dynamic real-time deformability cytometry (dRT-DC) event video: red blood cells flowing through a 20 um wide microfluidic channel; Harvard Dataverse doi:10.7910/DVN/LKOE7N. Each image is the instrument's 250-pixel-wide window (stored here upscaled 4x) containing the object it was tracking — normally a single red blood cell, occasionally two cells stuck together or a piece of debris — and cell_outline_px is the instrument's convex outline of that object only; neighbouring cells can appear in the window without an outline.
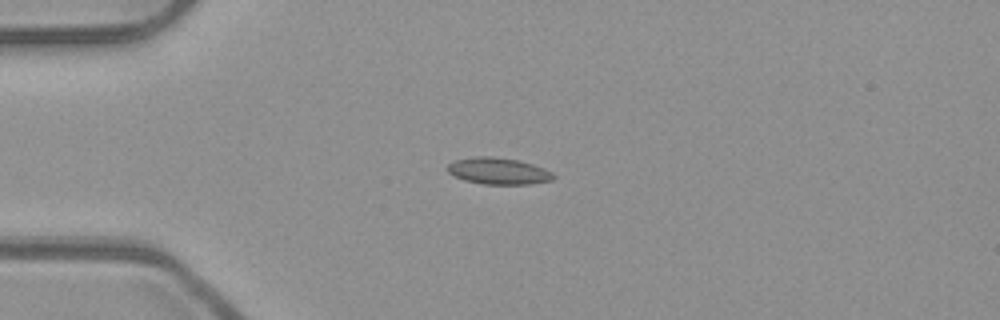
{"species": "common noctule bat (a hibernating species)", "species_latin": "Nyctalus noctula", "temperature_condition": "room temperature", "stored_images_in_passage": 42, "camera_frame_rate_fps": 3000, "um_per_image_px": 0.085, "animal": {"sex": "male", "body_mass_g": 23.1, "forearm_length_mm": 52.7}, "frame": {"image": 1, "passage_image": 8, "time_ms": 2.333, "image_size_px": [1000, 320], "cell_outline_px": [[556, 176], [552, 180], [532, 184], [484, 184], [464, 180], [448, 172], [448, 164], [456, 160], [476, 156], [492, 156], [520, 160], [544, 168], [552, 172]], "centroid_in_image_um": [42.4, 14.53], "position_along_channel_um": 42.6, "area_um2": 16.42}}
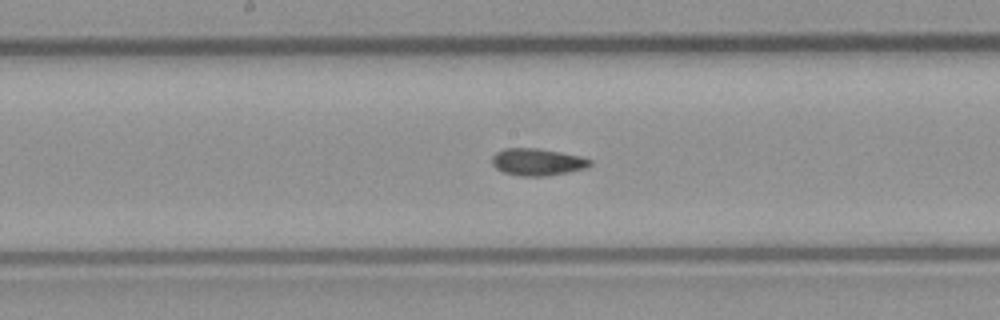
{"frame": {"image": 2, "passage_image": 22, "time_ms": 7.0, "image_size_px": [1000, 320], "cell_outline_px": [[592, 164], [588, 168], [568, 172], [544, 176], [520, 176], [504, 172], [496, 168], [492, 164], [492, 156], [496, 152], [504, 148], [536, 148], [560, 152], [580, 156], [592, 160]], "centroid_in_image_um": [45.69, 13.77], "position_along_channel_um": 202.5, "area_um2": 15.49}}
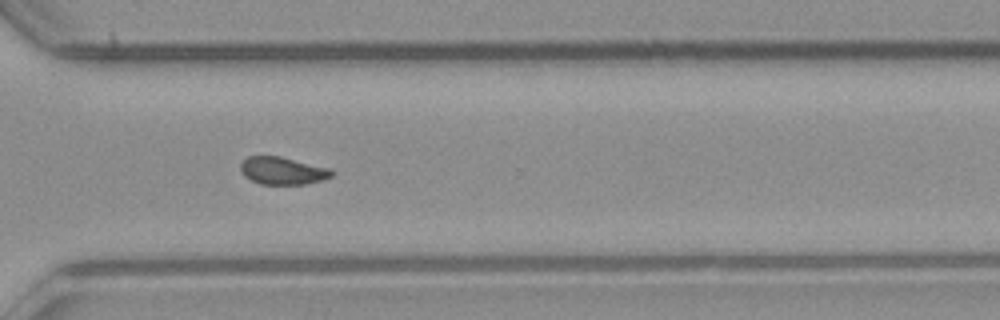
{"frame": {"image": 3, "passage_image": 33, "time_ms": 10.667, "image_size_px": [1000, 320], "cell_outline_px": [[336, 172], [332, 176], [324, 180], [304, 184], [260, 184], [244, 176], [240, 168], [240, 164], [248, 156], [280, 156], [328, 168]], "centroid_in_image_um": [24.03, 14.51], "position_along_channel_um": 346.6, "area_um2": 14.57}, "authors_computed_cell_mechanics": {"area_um2": 15.6927, "velocity_mm_per_s": 3.9444, "shape_relaxation_time_tau1_ms": null, "shape_relaxation_time_tau2_ms": 5.3751, "deformation_change_tau1": null, "deformation_change_tau2": 0.0611}}